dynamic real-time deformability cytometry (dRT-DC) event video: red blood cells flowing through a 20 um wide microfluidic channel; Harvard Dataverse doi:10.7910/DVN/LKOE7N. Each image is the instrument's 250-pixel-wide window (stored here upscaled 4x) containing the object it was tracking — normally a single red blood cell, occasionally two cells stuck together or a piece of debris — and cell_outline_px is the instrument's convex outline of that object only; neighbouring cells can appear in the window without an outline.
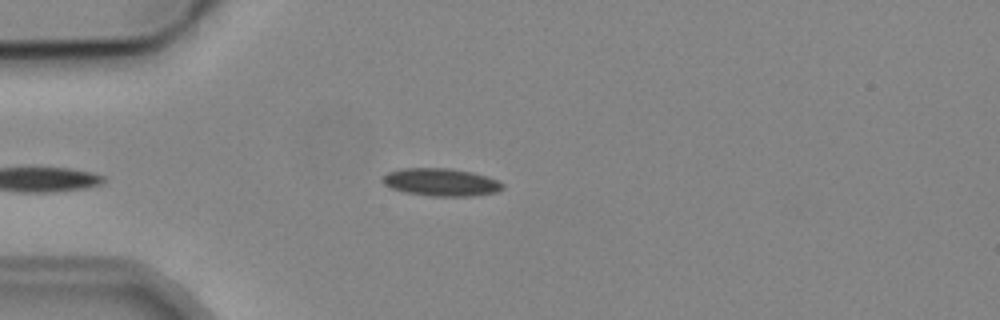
{"species": "common noctule bat (a hibernating species)", "species_latin": "Nyctalus noctula", "temperature_condition": "cold", "stored_images_in_passage": 5, "camera_frame_rate_fps": 3000, "um_per_image_px": 0.085, "animal": {"sex": "male", "body_mass_g": 19.2, "forearm_length_mm": 51.8}, "frame": {"image": 1, "passage_image": 5, "time_ms": 5.667, "image_size_px": [1000, 320], "cell_outline_px": [[504, 188], [496, 192], [472, 196], [432, 196], [404, 192], [392, 188], [384, 184], [380, 180], [380, 176], [388, 172], [400, 168], [448, 168], [472, 172], [488, 176], [504, 184]], "centroid_in_image_um": [37.45, 15.48], "position_along_channel_um": 47.5, "area_um2": 19.54}}